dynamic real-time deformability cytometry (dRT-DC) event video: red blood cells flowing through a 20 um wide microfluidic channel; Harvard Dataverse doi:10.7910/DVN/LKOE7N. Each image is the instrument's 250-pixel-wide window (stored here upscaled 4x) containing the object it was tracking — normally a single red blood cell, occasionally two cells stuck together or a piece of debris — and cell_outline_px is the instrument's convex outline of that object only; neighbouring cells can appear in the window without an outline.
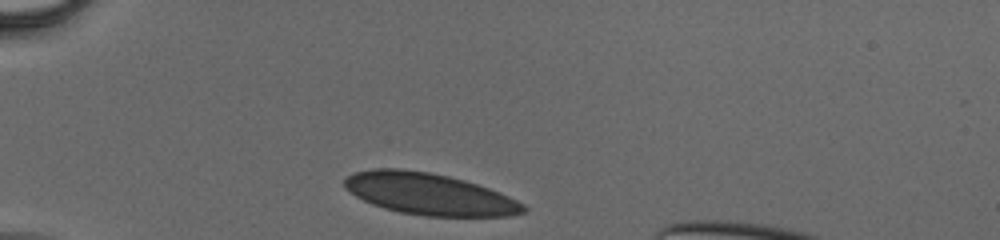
{"species": "human", "species_latin": "Homo sapiens", "temperature_condition": "cold", "stored_images_in_passage": 35, "camera_frame_rate_fps": 3000, "um_per_image_px": 0.085, "donor": {"sex": "male"}, "frame": {"image": 1, "passage_image": 1, "time_ms": 0.0, "image_size_px": [1000, 240], "cell_outline_px": [[528, 208], [524, 212], [508, 216], [424, 216], [400, 212], [384, 208], [372, 204], [356, 196], [344, 188], [344, 180], [352, 172], [372, 168], [400, 168], [428, 172], [448, 176], [464, 180], [500, 192], [524, 204]], "centroid_in_image_um": [36.46, 16.48], "position_along_channel_um": 48.5, "area_um2": 43.41}}
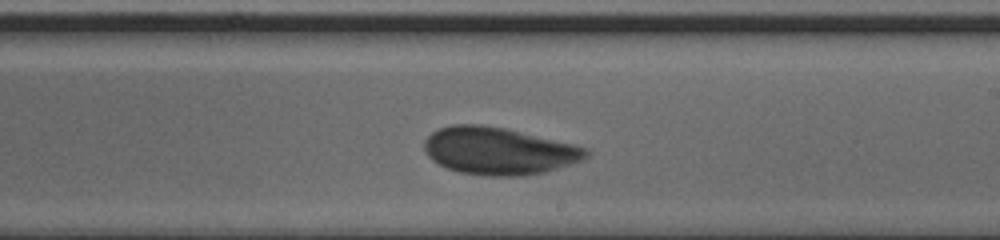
{"frame": {"image": 2, "passage_image": 20, "time_ms": 6.333, "image_size_px": [1000, 240], "cell_outline_px": [[588, 156], [580, 160], [544, 172], [524, 176], [488, 176], [460, 172], [448, 168], [432, 160], [428, 156], [424, 148], [424, 140], [432, 132], [440, 128], [452, 124], [480, 124], [504, 128], [572, 144], [588, 148]], "centroid_in_image_um": [42.35, 12.83], "position_along_channel_um": 246.7, "area_um2": 44.16}}
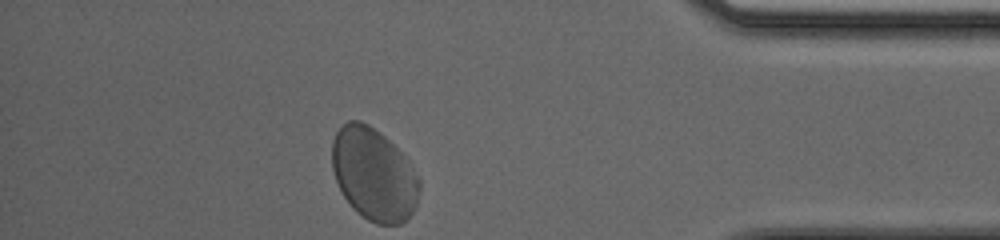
{"frame": {"image": 3, "passage_image": 35, "time_ms": 11.333, "image_size_px": [1000, 240], "cell_outline_px": [[420, 188], [416, 208], [400, 224], [376, 224], [368, 220], [356, 212], [352, 208], [344, 196], [336, 180], [332, 168], [332, 140], [340, 124], [348, 120], [360, 120], [368, 124], [384, 136], [408, 160], [420, 180]], "centroid_in_image_um": [31.76, 14.81], "position_along_channel_um": 403.4, "area_um2": 47.16}}